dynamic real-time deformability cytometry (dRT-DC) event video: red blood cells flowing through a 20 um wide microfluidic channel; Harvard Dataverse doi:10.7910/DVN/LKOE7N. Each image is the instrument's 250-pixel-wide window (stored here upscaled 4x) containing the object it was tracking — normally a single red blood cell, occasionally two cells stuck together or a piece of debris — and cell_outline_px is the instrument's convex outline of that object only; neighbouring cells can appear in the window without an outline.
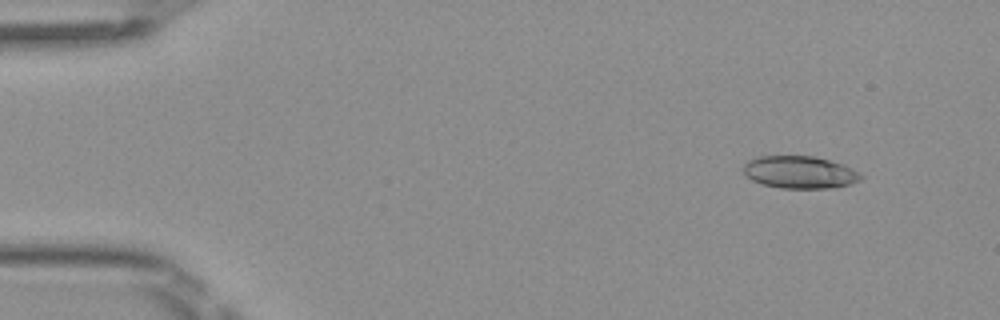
{"species": "Egyptian fruit bat (a non-hibernating species)", "species_latin": "Rousettus aegyptiacus", "temperature_condition": "room temperature", "stored_images_in_passage": 6, "camera_frame_rate_fps": 3000, "um_per_image_px": 0.085, "frame": {"image": 1, "passage_image": 1, "time_ms": 0.0, "image_size_px": [1000, 320], "cell_outline_px": [[864, 176], [860, 180], [852, 184], [832, 188], [780, 188], [764, 184], [752, 180], [744, 176], [744, 164], [748, 160], [756, 156], [812, 156], [844, 164]], "centroid_in_image_um": [67.97, 14.64], "position_along_channel_um": 17.0, "area_um2": 22.25}}
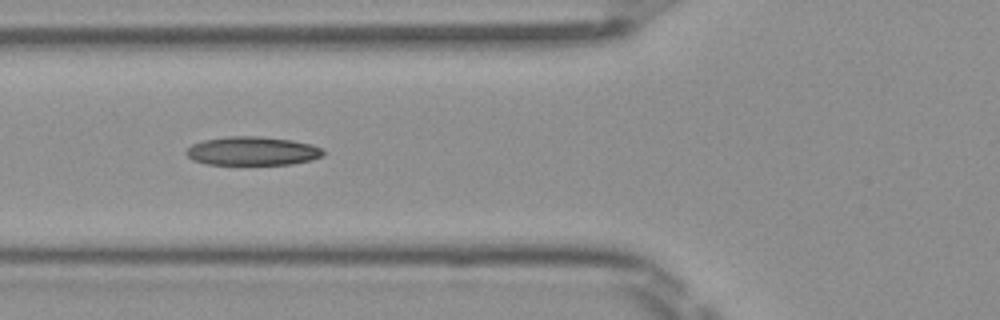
{"frame": {"image": 2, "passage_image": 5, "time_ms": 1.333, "image_size_px": [1000, 320], "cell_outline_px": [[324, 156], [312, 160], [292, 164], [208, 164], [192, 160], [184, 152], [192, 144], [204, 140], [228, 136], [260, 136], [292, 140], [312, 144], [324, 148]], "centroid_in_image_um": [21.5, 12.83], "position_along_channel_um": 104.3, "area_um2": 23.06}}
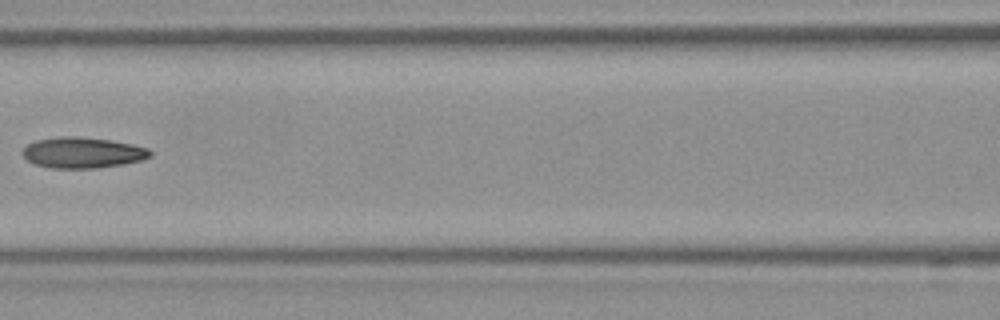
{"frame": {"image": 3, "passage_image": 6, "time_ms": 1.667, "image_size_px": [1000, 320], "cell_outline_px": [[152, 156], [140, 160], [124, 164], [96, 168], [48, 168], [36, 164], [28, 160], [20, 152], [28, 144], [36, 140], [60, 136], [76, 136], [112, 140], [132, 144], [148, 148], [152, 152]], "centroid_in_image_um": [7.02, 12.97], "position_along_channel_um": 159.6, "area_um2": 23.0}}